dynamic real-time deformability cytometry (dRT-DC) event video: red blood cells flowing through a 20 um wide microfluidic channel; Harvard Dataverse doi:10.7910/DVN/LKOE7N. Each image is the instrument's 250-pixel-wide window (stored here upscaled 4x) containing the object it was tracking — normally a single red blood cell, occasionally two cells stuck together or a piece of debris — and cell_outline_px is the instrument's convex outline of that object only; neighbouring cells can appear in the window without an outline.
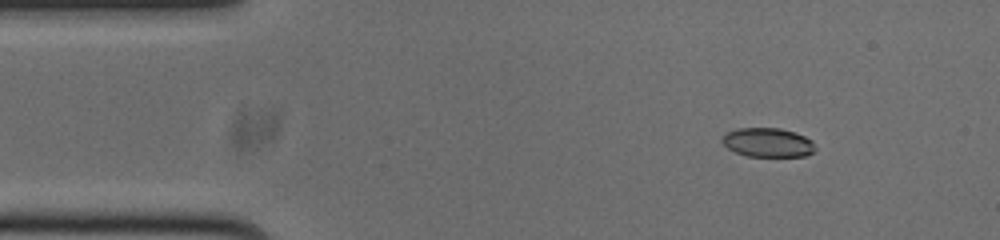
{"species": "common noctule bat (a hibernating species)", "species_latin": "Nyctalus noctula", "temperature_condition": "cold", "stored_images_in_passage": 48, "camera_frame_rate_fps": 3000, "um_per_image_px": 0.085, "animal": {"sex": "male", "body_mass_g": 20.0, "forearm_length_mm": 53.3}, "frame": {"image": 1, "passage_image": 1, "time_ms": 0.0, "image_size_px": [1000, 240], "cell_outline_px": [[816, 148], [812, 152], [804, 156], [748, 156], [736, 152], [728, 148], [720, 140], [728, 132], [736, 128], [780, 128], [796, 132], [812, 140]], "centroid_in_image_um": [65.28, 12.1], "position_along_channel_um": 19.7, "area_um2": 15.72}}
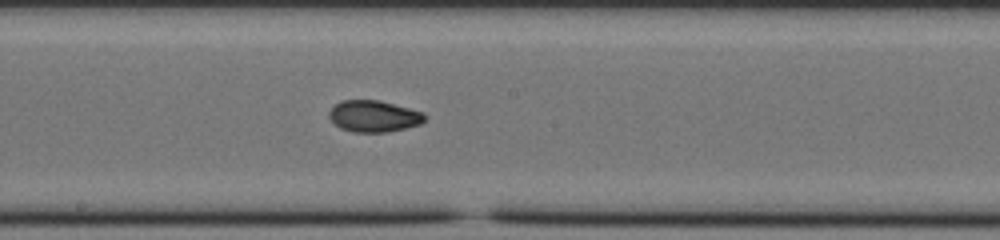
{"frame": {"image": 2, "passage_image": 22, "time_ms": 7.0, "image_size_px": [1000, 240], "cell_outline_px": [[424, 120], [420, 124], [388, 132], [352, 132], [340, 128], [328, 116], [328, 112], [340, 100], [380, 100], [424, 112]], "centroid_in_image_um": [31.76, 9.87], "position_along_channel_um": 216.4, "area_um2": 17.51}}
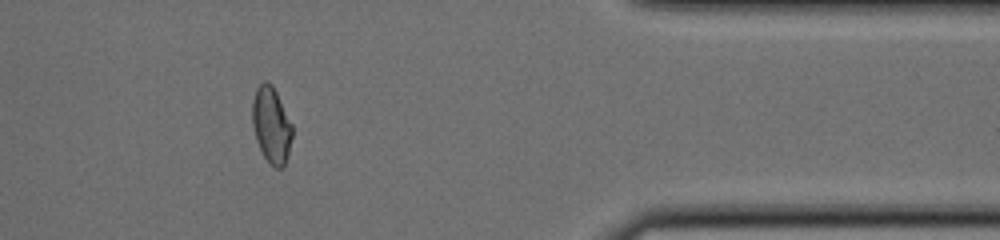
{"frame": {"image": 3, "passage_image": 38, "time_ms": 12.333, "image_size_px": [1000, 240], "cell_outline_px": [[292, 136], [288, 156], [284, 168], [276, 168], [264, 156], [256, 140], [252, 124], [252, 100], [256, 88], [264, 80], [272, 84], [292, 124]], "centroid_in_image_um": [23.06, 10.62], "position_along_channel_um": 388.3, "area_um2": 17.69}, "authors_computed_cell_mechanics": {"area_um2": 17.4845, "velocity_mm_per_s": 3.7756, "shape_relaxation_time_tau1_ms": 9.7668, "shape_relaxation_time_tau2_ms": 2.9082, "deformation_change_tau1": 0.2315, "deformation_change_tau2": 0.0574}}